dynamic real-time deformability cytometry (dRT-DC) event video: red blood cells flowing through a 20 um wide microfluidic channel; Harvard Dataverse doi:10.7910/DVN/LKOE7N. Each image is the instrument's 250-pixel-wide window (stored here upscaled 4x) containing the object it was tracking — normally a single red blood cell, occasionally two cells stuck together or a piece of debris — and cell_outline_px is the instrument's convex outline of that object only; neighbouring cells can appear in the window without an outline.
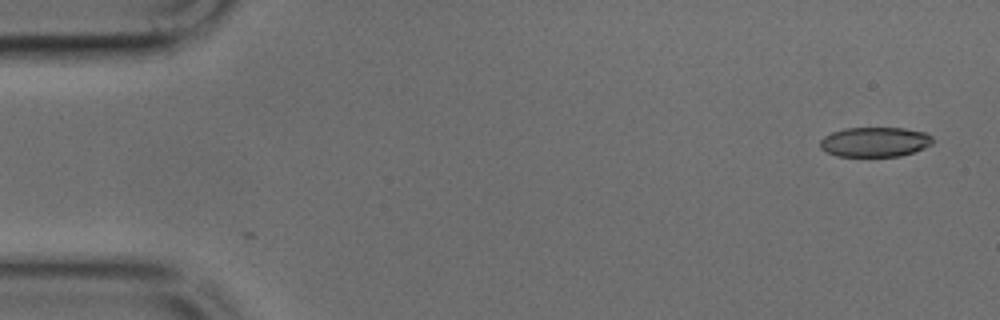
{"species": "common noctule bat (a hibernating species)", "species_latin": "Nyctalus noctula", "temperature_condition": "cold", "stored_images_in_passage": 3, "camera_frame_rate_fps": 3000, "um_per_image_px": 0.085, "animal": {"sex": "male", "body_mass_g": 17.9, "forearm_length_mm": 54.2}, "frame": {"image": 1, "passage_image": 3, "time_ms": 0.667, "image_size_px": [1000, 320], "cell_outline_px": [[936, 140], [932, 144], [924, 148], [900, 156], [836, 156], [820, 148], [820, 140], [824, 136], [832, 132], [844, 128], [904, 128], [924, 132], [932, 136]], "centroid_in_image_um": [74.38, 12.06], "position_along_channel_um": 10.6, "area_um2": 19.59}}